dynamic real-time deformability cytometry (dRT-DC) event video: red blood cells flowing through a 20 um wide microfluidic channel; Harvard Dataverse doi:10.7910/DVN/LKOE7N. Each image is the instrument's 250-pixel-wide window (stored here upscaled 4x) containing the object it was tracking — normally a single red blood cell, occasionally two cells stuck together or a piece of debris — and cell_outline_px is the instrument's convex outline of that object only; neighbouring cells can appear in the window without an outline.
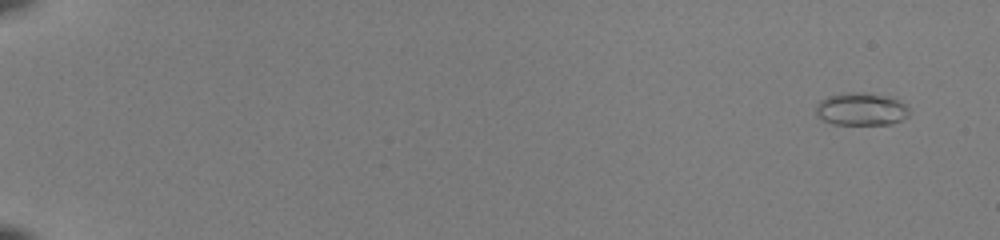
{"species": "common noctule bat (a hibernating species)", "species_latin": "Nyctalus noctula", "temperature_condition": "room temperature", "stored_images_in_passage": 53, "camera_frame_rate_fps": 3000, "um_per_image_px": 0.085, "animal": {"sex": "female", "body_mass_g": 22.0, "forearm_length_mm": 56.7}, "frame": {"image": 1, "passage_image": 4, "time_ms": 1.0, "image_size_px": [1000, 240], "cell_outline_px": [[908, 116], [892, 124], [832, 124], [816, 116], [816, 104], [820, 100], [828, 96], [844, 92], [860, 92], [884, 96], [896, 100], [904, 104], [908, 108]], "centroid_in_image_um": [73.14, 9.28], "position_along_channel_um": 11.9, "area_um2": 17.63}}
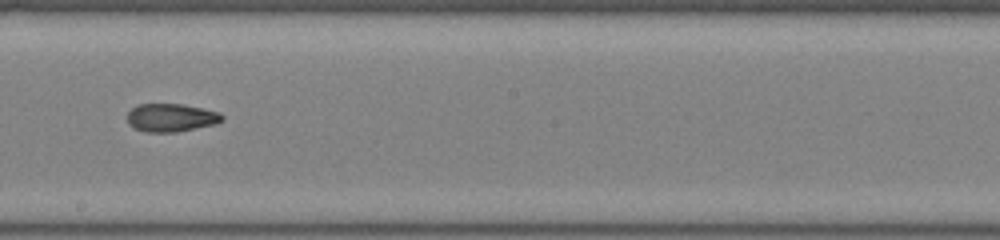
{"frame": {"image": 2, "passage_image": 34, "time_ms": 11.0, "image_size_px": [1000, 240], "cell_outline_px": [[224, 120], [216, 124], [176, 132], [144, 132], [128, 124], [128, 112], [136, 104], [184, 104], [204, 108], [220, 112], [224, 116]], "centroid_in_image_um": [14.57, 9.99], "position_along_channel_um": 233.6, "area_um2": 15.72}}
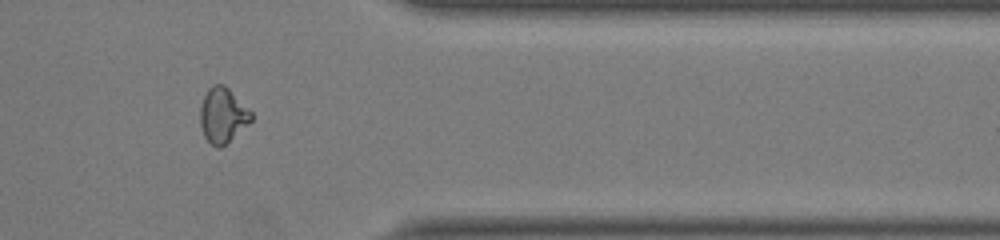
{"frame": {"image": 3, "passage_image": 46, "time_ms": 15.0, "image_size_px": [1000, 240], "cell_outline_px": [[252, 120], [220, 148], [216, 148], [204, 136], [200, 124], [200, 104], [208, 88], [212, 84], [224, 84], [252, 112]], "centroid_in_image_um": [18.91, 9.77], "position_along_channel_um": 392.5, "area_um2": 16.18}, "authors_computed_cell_mechanics": {"area_um2": 16.2996, "velocity_mm_per_s": 4.1243, "shape_relaxation_time_tau1_ms": 7.303, "shape_relaxation_time_tau2_ms": 1.8056, "deformation_change_tau1": 0.2161, "deformation_change_tau2": 0.0747}}